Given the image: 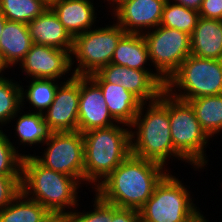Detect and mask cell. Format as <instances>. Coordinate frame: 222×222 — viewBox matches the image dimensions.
<instances>
[{
	"label": "cell",
	"instance_id": "obj_1",
	"mask_svg": "<svg viewBox=\"0 0 222 222\" xmlns=\"http://www.w3.org/2000/svg\"><path fill=\"white\" fill-rule=\"evenodd\" d=\"M168 170L157 162L130 154L94 191L117 207L139 210Z\"/></svg>",
	"mask_w": 222,
	"mask_h": 222
},
{
	"label": "cell",
	"instance_id": "obj_2",
	"mask_svg": "<svg viewBox=\"0 0 222 222\" xmlns=\"http://www.w3.org/2000/svg\"><path fill=\"white\" fill-rule=\"evenodd\" d=\"M130 128L132 155L157 162L164 167L171 157L189 163L173 146L166 90L156 101L141 104Z\"/></svg>",
	"mask_w": 222,
	"mask_h": 222
},
{
	"label": "cell",
	"instance_id": "obj_3",
	"mask_svg": "<svg viewBox=\"0 0 222 222\" xmlns=\"http://www.w3.org/2000/svg\"><path fill=\"white\" fill-rule=\"evenodd\" d=\"M80 185L75 177L45 168L31 154L23 157L22 193L43 205L54 217L66 218L71 209L74 211L79 206Z\"/></svg>",
	"mask_w": 222,
	"mask_h": 222
},
{
	"label": "cell",
	"instance_id": "obj_4",
	"mask_svg": "<svg viewBox=\"0 0 222 222\" xmlns=\"http://www.w3.org/2000/svg\"><path fill=\"white\" fill-rule=\"evenodd\" d=\"M121 125L122 123H117L82 133L84 182L93 184L92 189L96 188L131 154V128L126 124Z\"/></svg>",
	"mask_w": 222,
	"mask_h": 222
},
{
	"label": "cell",
	"instance_id": "obj_5",
	"mask_svg": "<svg viewBox=\"0 0 222 222\" xmlns=\"http://www.w3.org/2000/svg\"><path fill=\"white\" fill-rule=\"evenodd\" d=\"M165 90L172 97L186 102L197 97L221 95L222 60L190 54L168 79Z\"/></svg>",
	"mask_w": 222,
	"mask_h": 222
},
{
	"label": "cell",
	"instance_id": "obj_6",
	"mask_svg": "<svg viewBox=\"0 0 222 222\" xmlns=\"http://www.w3.org/2000/svg\"><path fill=\"white\" fill-rule=\"evenodd\" d=\"M168 112L174 148L195 169H203L208 163L204 149L210 137L202 129L193 108L168 93Z\"/></svg>",
	"mask_w": 222,
	"mask_h": 222
},
{
	"label": "cell",
	"instance_id": "obj_7",
	"mask_svg": "<svg viewBox=\"0 0 222 222\" xmlns=\"http://www.w3.org/2000/svg\"><path fill=\"white\" fill-rule=\"evenodd\" d=\"M113 23L96 29L94 25V29L74 37L71 65L77 61L78 66L75 65L71 74L90 76L111 63L119 40L126 33L118 23Z\"/></svg>",
	"mask_w": 222,
	"mask_h": 222
},
{
	"label": "cell",
	"instance_id": "obj_8",
	"mask_svg": "<svg viewBox=\"0 0 222 222\" xmlns=\"http://www.w3.org/2000/svg\"><path fill=\"white\" fill-rule=\"evenodd\" d=\"M183 184L169 172L139 209L140 218L145 222L186 221L199 207L193 203L190 191Z\"/></svg>",
	"mask_w": 222,
	"mask_h": 222
},
{
	"label": "cell",
	"instance_id": "obj_9",
	"mask_svg": "<svg viewBox=\"0 0 222 222\" xmlns=\"http://www.w3.org/2000/svg\"><path fill=\"white\" fill-rule=\"evenodd\" d=\"M142 35L147 43L151 65L167 82L191 54L190 35L161 25Z\"/></svg>",
	"mask_w": 222,
	"mask_h": 222
},
{
	"label": "cell",
	"instance_id": "obj_10",
	"mask_svg": "<svg viewBox=\"0 0 222 222\" xmlns=\"http://www.w3.org/2000/svg\"><path fill=\"white\" fill-rule=\"evenodd\" d=\"M43 156L33 157L45 168L84 181V140L80 131L52 132Z\"/></svg>",
	"mask_w": 222,
	"mask_h": 222
},
{
	"label": "cell",
	"instance_id": "obj_11",
	"mask_svg": "<svg viewBox=\"0 0 222 222\" xmlns=\"http://www.w3.org/2000/svg\"><path fill=\"white\" fill-rule=\"evenodd\" d=\"M152 70V71H151ZM153 69L137 70L110 63L90 77L95 82L119 84L142 103L156 101L165 91L166 81Z\"/></svg>",
	"mask_w": 222,
	"mask_h": 222
},
{
	"label": "cell",
	"instance_id": "obj_12",
	"mask_svg": "<svg viewBox=\"0 0 222 222\" xmlns=\"http://www.w3.org/2000/svg\"><path fill=\"white\" fill-rule=\"evenodd\" d=\"M67 79L58 86L53 102L43 113L52 132L78 131L80 76L72 74Z\"/></svg>",
	"mask_w": 222,
	"mask_h": 222
},
{
	"label": "cell",
	"instance_id": "obj_13",
	"mask_svg": "<svg viewBox=\"0 0 222 222\" xmlns=\"http://www.w3.org/2000/svg\"><path fill=\"white\" fill-rule=\"evenodd\" d=\"M19 66L29 79L54 80H61L73 68L69 51L38 44H32Z\"/></svg>",
	"mask_w": 222,
	"mask_h": 222
},
{
	"label": "cell",
	"instance_id": "obj_14",
	"mask_svg": "<svg viewBox=\"0 0 222 222\" xmlns=\"http://www.w3.org/2000/svg\"><path fill=\"white\" fill-rule=\"evenodd\" d=\"M116 123L118 122L111 116L100 86L90 76H80L78 131L83 133Z\"/></svg>",
	"mask_w": 222,
	"mask_h": 222
},
{
	"label": "cell",
	"instance_id": "obj_15",
	"mask_svg": "<svg viewBox=\"0 0 222 222\" xmlns=\"http://www.w3.org/2000/svg\"><path fill=\"white\" fill-rule=\"evenodd\" d=\"M167 0H127L112 13L126 33L143 34L160 25Z\"/></svg>",
	"mask_w": 222,
	"mask_h": 222
},
{
	"label": "cell",
	"instance_id": "obj_16",
	"mask_svg": "<svg viewBox=\"0 0 222 222\" xmlns=\"http://www.w3.org/2000/svg\"><path fill=\"white\" fill-rule=\"evenodd\" d=\"M33 44L52 46L72 52L74 38L65 29L52 8H48L28 24Z\"/></svg>",
	"mask_w": 222,
	"mask_h": 222
},
{
	"label": "cell",
	"instance_id": "obj_17",
	"mask_svg": "<svg viewBox=\"0 0 222 222\" xmlns=\"http://www.w3.org/2000/svg\"><path fill=\"white\" fill-rule=\"evenodd\" d=\"M25 23L6 20L0 37V60L6 68L21 62L32 46Z\"/></svg>",
	"mask_w": 222,
	"mask_h": 222
},
{
	"label": "cell",
	"instance_id": "obj_18",
	"mask_svg": "<svg viewBox=\"0 0 222 222\" xmlns=\"http://www.w3.org/2000/svg\"><path fill=\"white\" fill-rule=\"evenodd\" d=\"M93 4L91 0H61L52 7V10L74 38L93 28L98 18Z\"/></svg>",
	"mask_w": 222,
	"mask_h": 222
},
{
	"label": "cell",
	"instance_id": "obj_19",
	"mask_svg": "<svg viewBox=\"0 0 222 222\" xmlns=\"http://www.w3.org/2000/svg\"><path fill=\"white\" fill-rule=\"evenodd\" d=\"M191 55L222 60V21L199 17L190 35Z\"/></svg>",
	"mask_w": 222,
	"mask_h": 222
},
{
	"label": "cell",
	"instance_id": "obj_20",
	"mask_svg": "<svg viewBox=\"0 0 222 222\" xmlns=\"http://www.w3.org/2000/svg\"><path fill=\"white\" fill-rule=\"evenodd\" d=\"M102 91L111 116L118 122L130 126L142 102L124 86L108 82H96Z\"/></svg>",
	"mask_w": 222,
	"mask_h": 222
},
{
	"label": "cell",
	"instance_id": "obj_21",
	"mask_svg": "<svg viewBox=\"0 0 222 222\" xmlns=\"http://www.w3.org/2000/svg\"><path fill=\"white\" fill-rule=\"evenodd\" d=\"M148 60L150 61L149 51L143 35L125 33L117 44L111 63L137 70H149L145 67Z\"/></svg>",
	"mask_w": 222,
	"mask_h": 222
},
{
	"label": "cell",
	"instance_id": "obj_22",
	"mask_svg": "<svg viewBox=\"0 0 222 222\" xmlns=\"http://www.w3.org/2000/svg\"><path fill=\"white\" fill-rule=\"evenodd\" d=\"M54 218L43 205L22 192L0 211V222H51Z\"/></svg>",
	"mask_w": 222,
	"mask_h": 222
},
{
	"label": "cell",
	"instance_id": "obj_23",
	"mask_svg": "<svg viewBox=\"0 0 222 222\" xmlns=\"http://www.w3.org/2000/svg\"><path fill=\"white\" fill-rule=\"evenodd\" d=\"M187 102L193 108L202 129L210 138L222 132V94L197 97Z\"/></svg>",
	"mask_w": 222,
	"mask_h": 222
},
{
	"label": "cell",
	"instance_id": "obj_24",
	"mask_svg": "<svg viewBox=\"0 0 222 222\" xmlns=\"http://www.w3.org/2000/svg\"><path fill=\"white\" fill-rule=\"evenodd\" d=\"M16 125L14 126L16 135L18 136L20 145L24 147L27 144L30 147L32 145H43L47 141L52 133L48 124L44 121L42 113L28 112L27 114L19 115L16 119Z\"/></svg>",
	"mask_w": 222,
	"mask_h": 222
},
{
	"label": "cell",
	"instance_id": "obj_25",
	"mask_svg": "<svg viewBox=\"0 0 222 222\" xmlns=\"http://www.w3.org/2000/svg\"><path fill=\"white\" fill-rule=\"evenodd\" d=\"M29 82V86H26L27 90L23 88V85H20L21 106H24L26 99V102L28 101L36 108V113L43 114L53 102L58 86L62 82L54 79H30Z\"/></svg>",
	"mask_w": 222,
	"mask_h": 222
},
{
	"label": "cell",
	"instance_id": "obj_26",
	"mask_svg": "<svg viewBox=\"0 0 222 222\" xmlns=\"http://www.w3.org/2000/svg\"><path fill=\"white\" fill-rule=\"evenodd\" d=\"M199 12L167 0L163 9L160 25L177 29L189 35L194 31Z\"/></svg>",
	"mask_w": 222,
	"mask_h": 222
},
{
	"label": "cell",
	"instance_id": "obj_27",
	"mask_svg": "<svg viewBox=\"0 0 222 222\" xmlns=\"http://www.w3.org/2000/svg\"><path fill=\"white\" fill-rule=\"evenodd\" d=\"M48 7L41 0H0V12L7 20L28 24Z\"/></svg>",
	"mask_w": 222,
	"mask_h": 222
},
{
	"label": "cell",
	"instance_id": "obj_28",
	"mask_svg": "<svg viewBox=\"0 0 222 222\" xmlns=\"http://www.w3.org/2000/svg\"><path fill=\"white\" fill-rule=\"evenodd\" d=\"M21 86L5 76L0 79V125L1 127L18 117L21 109ZM0 127V129H2Z\"/></svg>",
	"mask_w": 222,
	"mask_h": 222
},
{
	"label": "cell",
	"instance_id": "obj_29",
	"mask_svg": "<svg viewBox=\"0 0 222 222\" xmlns=\"http://www.w3.org/2000/svg\"><path fill=\"white\" fill-rule=\"evenodd\" d=\"M0 130V175H21L25 154L18 153L9 136Z\"/></svg>",
	"mask_w": 222,
	"mask_h": 222
},
{
	"label": "cell",
	"instance_id": "obj_30",
	"mask_svg": "<svg viewBox=\"0 0 222 222\" xmlns=\"http://www.w3.org/2000/svg\"><path fill=\"white\" fill-rule=\"evenodd\" d=\"M94 196V209L92 211H71L65 218L66 222H111L113 204L104 201L97 193Z\"/></svg>",
	"mask_w": 222,
	"mask_h": 222
},
{
	"label": "cell",
	"instance_id": "obj_31",
	"mask_svg": "<svg viewBox=\"0 0 222 222\" xmlns=\"http://www.w3.org/2000/svg\"><path fill=\"white\" fill-rule=\"evenodd\" d=\"M21 192V175H0V211Z\"/></svg>",
	"mask_w": 222,
	"mask_h": 222
},
{
	"label": "cell",
	"instance_id": "obj_32",
	"mask_svg": "<svg viewBox=\"0 0 222 222\" xmlns=\"http://www.w3.org/2000/svg\"><path fill=\"white\" fill-rule=\"evenodd\" d=\"M198 12L200 17L222 21V0H203Z\"/></svg>",
	"mask_w": 222,
	"mask_h": 222
},
{
	"label": "cell",
	"instance_id": "obj_33",
	"mask_svg": "<svg viewBox=\"0 0 222 222\" xmlns=\"http://www.w3.org/2000/svg\"><path fill=\"white\" fill-rule=\"evenodd\" d=\"M139 219V210L120 208L113 205V218L111 222H138Z\"/></svg>",
	"mask_w": 222,
	"mask_h": 222
},
{
	"label": "cell",
	"instance_id": "obj_34",
	"mask_svg": "<svg viewBox=\"0 0 222 222\" xmlns=\"http://www.w3.org/2000/svg\"><path fill=\"white\" fill-rule=\"evenodd\" d=\"M202 1L203 0H172L171 2L199 11L202 5Z\"/></svg>",
	"mask_w": 222,
	"mask_h": 222
},
{
	"label": "cell",
	"instance_id": "obj_35",
	"mask_svg": "<svg viewBox=\"0 0 222 222\" xmlns=\"http://www.w3.org/2000/svg\"><path fill=\"white\" fill-rule=\"evenodd\" d=\"M200 209L194 213L191 217H189L186 221L184 222H208L209 220L205 219V216L201 214Z\"/></svg>",
	"mask_w": 222,
	"mask_h": 222
},
{
	"label": "cell",
	"instance_id": "obj_36",
	"mask_svg": "<svg viewBox=\"0 0 222 222\" xmlns=\"http://www.w3.org/2000/svg\"><path fill=\"white\" fill-rule=\"evenodd\" d=\"M105 1V0H104ZM108 2H110V3H108V4H110V5H112L111 7H113L112 8V10L114 11L117 7H119L123 2H125V1H127V0H107ZM112 3V4H111Z\"/></svg>",
	"mask_w": 222,
	"mask_h": 222
},
{
	"label": "cell",
	"instance_id": "obj_37",
	"mask_svg": "<svg viewBox=\"0 0 222 222\" xmlns=\"http://www.w3.org/2000/svg\"><path fill=\"white\" fill-rule=\"evenodd\" d=\"M48 8H52L55 4L59 3L61 0H41Z\"/></svg>",
	"mask_w": 222,
	"mask_h": 222
},
{
	"label": "cell",
	"instance_id": "obj_38",
	"mask_svg": "<svg viewBox=\"0 0 222 222\" xmlns=\"http://www.w3.org/2000/svg\"><path fill=\"white\" fill-rule=\"evenodd\" d=\"M6 20L5 16L0 12V37Z\"/></svg>",
	"mask_w": 222,
	"mask_h": 222
},
{
	"label": "cell",
	"instance_id": "obj_39",
	"mask_svg": "<svg viewBox=\"0 0 222 222\" xmlns=\"http://www.w3.org/2000/svg\"><path fill=\"white\" fill-rule=\"evenodd\" d=\"M6 67L2 64L1 60H0V79H2L4 77L3 75V71L5 73Z\"/></svg>",
	"mask_w": 222,
	"mask_h": 222
},
{
	"label": "cell",
	"instance_id": "obj_40",
	"mask_svg": "<svg viewBox=\"0 0 222 222\" xmlns=\"http://www.w3.org/2000/svg\"><path fill=\"white\" fill-rule=\"evenodd\" d=\"M51 222H66V219L63 217H55Z\"/></svg>",
	"mask_w": 222,
	"mask_h": 222
},
{
	"label": "cell",
	"instance_id": "obj_41",
	"mask_svg": "<svg viewBox=\"0 0 222 222\" xmlns=\"http://www.w3.org/2000/svg\"><path fill=\"white\" fill-rule=\"evenodd\" d=\"M138 222H145V221H143L141 218L138 220Z\"/></svg>",
	"mask_w": 222,
	"mask_h": 222
}]
</instances>
